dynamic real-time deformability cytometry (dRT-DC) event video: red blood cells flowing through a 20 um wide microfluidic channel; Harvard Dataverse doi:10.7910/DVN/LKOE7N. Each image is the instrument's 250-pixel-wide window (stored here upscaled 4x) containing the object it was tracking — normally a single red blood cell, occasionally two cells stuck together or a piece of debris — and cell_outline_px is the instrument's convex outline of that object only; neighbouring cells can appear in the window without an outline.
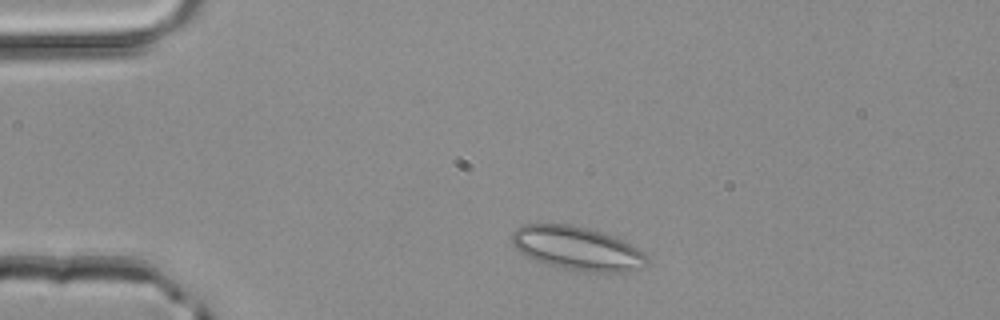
{"species": "common noctule bat (a hibernating species)", "species_latin": "Nyctalus noctula", "temperature_condition": "room temperature", "stored_images_in_passage": 45, "camera_frame_rate_fps": 3000, "um_per_image_px": 0.085, "animal": {"sex": "male", "body_mass_g": 20.4}, "frame": {"image": 1, "passage_image": 5, "time_ms": 1.333, "image_size_px": [1000, 320], "cell_outline_px": [[648, 260], [644, 264], [628, 272], [596, 272], [564, 268], [548, 264], [536, 260], [520, 252], [512, 244], [512, 232], [516, 228], [524, 224], [568, 224], [588, 228], [604, 232], [616, 236], [644, 252]], "centroid_in_image_um": [49.06, 21.09], "position_along_channel_um": 35.9, "area_um2": 34.04}}
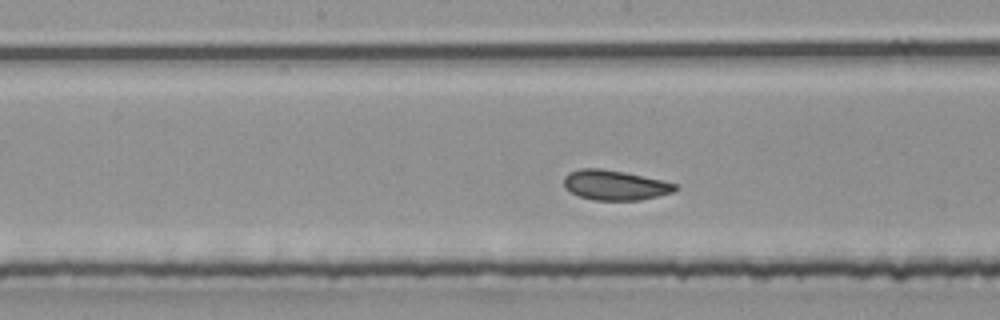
{"frame": {"image": 2, "passage_image": 20, "time_ms": 6.333, "image_size_px": [1000, 320], "cell_outline_px": [[680, 188], [672, 192], [640, 200], [596, 200], [580, 196], [564, 188], [564, 176], [568, 172], [580, 168], [600, 168], [624, 172], [660, 180], [676, 184]], "centroid_in_image_um": [52.24, 15.73], "position_along_channel_um": 196.0, "area_um2": 19.25}}
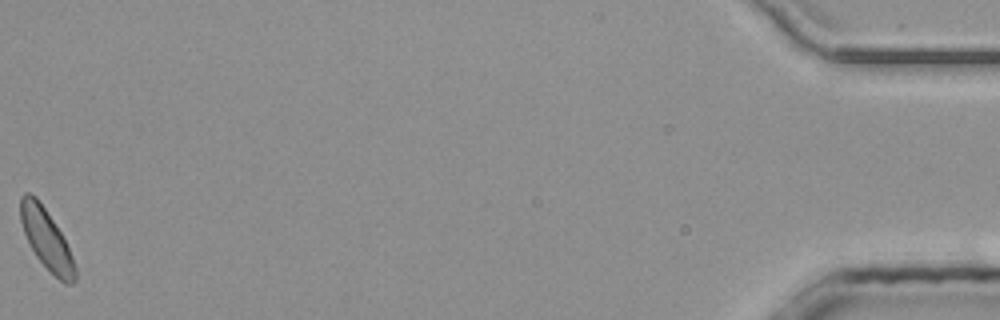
{"frame": {"image": 3, "passage_image": 45, "time_ms": 14.667, "image_size_px": [1000, 320], "cell_outline_px": [[76, 280], [72, 284], [64, 284], [36, 256], [24, 232], [20, 220], [20, 196], [24, 192], [28, 192], [36, 196], [60, 232], [68, 248], [76, 268]], "centroid_in_image_um": [3.93, 20.31], "position_along_channel_um": 431.3, "area_um2": 18.61}, "authors_computed_cell_mechanics": {"area_um2": 19.5942, "velocity_mm_per_s": 4.0796, "shape_relaxation_time_tau1_ms": 2.0997, "shape_relaxation_time_tau2_ms": 0.5636, "deformation_change_tau1": 0.0624, "deformation_change_tau2": 0.0565}}